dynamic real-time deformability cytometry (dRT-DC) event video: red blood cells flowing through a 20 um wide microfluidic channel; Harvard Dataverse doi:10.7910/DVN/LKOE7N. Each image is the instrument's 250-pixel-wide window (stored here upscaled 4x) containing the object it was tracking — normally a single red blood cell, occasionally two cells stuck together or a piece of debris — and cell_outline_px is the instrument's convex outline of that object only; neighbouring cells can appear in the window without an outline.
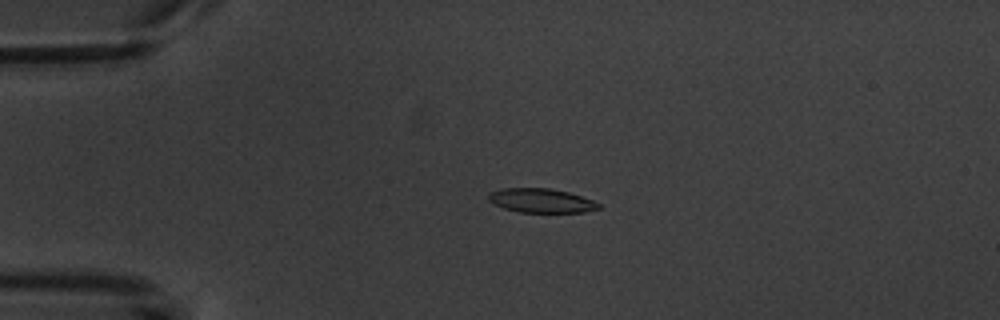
{"species": "common noctule bat (a hibernating species)", "species_latin": "Nyctalus noctula", "temperature_condition": "warm", "stored_images_in_passage": 5, "camera_frame_rate_fps": 3000, "um_per_image_px": 0.085, "animal": {"sex": "male", "body_mass_g": 20.1, "forearm_length_mm": 53.5}, "frame": {"image": 1, "passage_image": 4, "time_ms": 3.333, "image_size_px": [1000, 320], "cell_outline_px": [[600, 208], [584, 212], [520, 212], [504, 208], [492, 204], [488, 200], [488, 196], [492, 192], [500, 188], [552, 188], [568, 192], [592, 200], [600, 204]], "centroid_in_image_um": [45.98, 17.05], "position_along_channel_um": 39.0, "area_um2": 15.43}}